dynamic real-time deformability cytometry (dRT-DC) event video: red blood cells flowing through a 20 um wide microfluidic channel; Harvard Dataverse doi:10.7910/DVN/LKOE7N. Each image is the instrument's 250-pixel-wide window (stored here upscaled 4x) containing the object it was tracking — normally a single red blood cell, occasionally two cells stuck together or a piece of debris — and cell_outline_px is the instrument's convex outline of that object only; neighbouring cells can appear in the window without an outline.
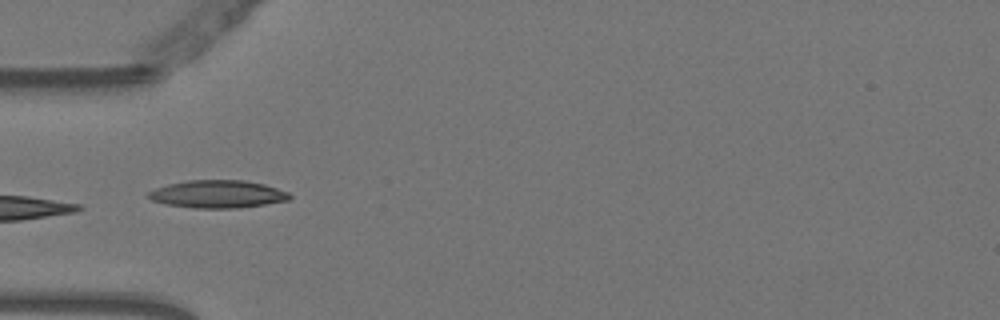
{"species": "Egyptian fruit bat (a non-hibernating species)", "species_latin": "Rousettus aegyptiacus", "temperature_condition": "warm", "stored_images_in_passage": 38, "camera_frame_rate_fps": 3000, "um_per_image_px": 0.085, "animal": {"sex": "female"}, "frame": {"image": 1, "passage_image": 1, "time_ms": 0.0, "image_size_px": [1000, 320], "cell_outline_px": [[292, 196], [288, 200], [240, 208], [196, 208], [168, 204], [152, 200], [144, 196], [148, 192], [156, 188], [168, 184], [188, 180], [244, 180], [264, 184], [288, 192]], "centroid_in_image_um": [18.48, 16.49], "position_along_channel_um": 66.5, "area_um2": 22.72}}
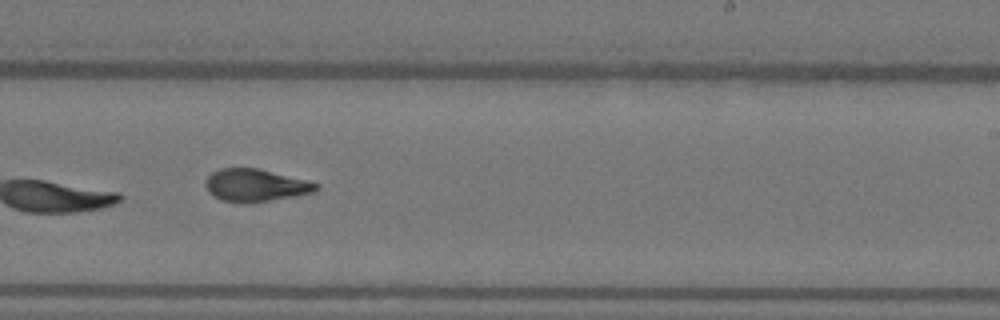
{"frame": {"image": 2, "passage_image": 17, "time_ms": 5.333, "image_size_px": [1000, 320], "cell_outline_px": [[320, 188], [316, 192], [296, 196], [268, 200], [220, 200], [208, 192], [204, 184], [204, 180], [212, 172], [220, 168], [256, 168], [320, 184]], "centroid_in_image_um": [21.71, 15.72], "position_along_channel_um": 267.3, "area_um2": 20.29}}
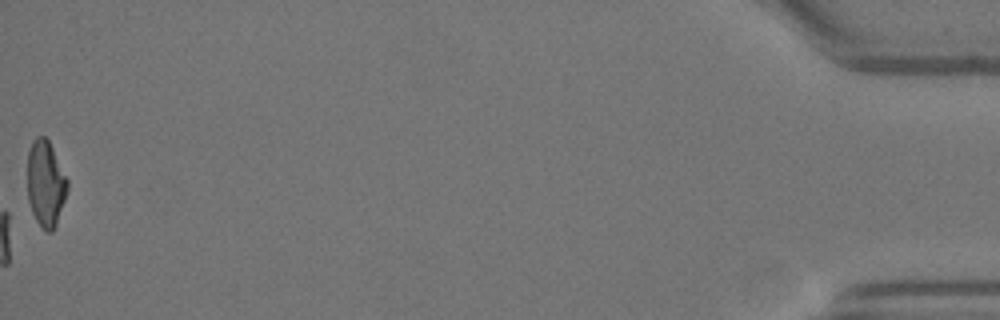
{"frame": {"image": 3, "passage_image": 38, "time_ms": 12.333, "image_size_px": [1000, 320], "cell_outline_px": [[68, 188], [56, 224], [52, 232], [48, 232], [36, 220], [32, 212], [28, 200], [28, 152], [32, 140], [36, 136], [44, 136], [48, 140], [68, 180]], "centroid_in_image_um": [3.87, 15.58], "position_along_channel_um": 431.3, "area_um2": 19.77}, "authors_computed_cell_mechanics": {"area_um2": 20.7502, "velocity_mm_per_s": 3.7633, "shape_relaxation_time_tau1_ms": 8.8354, "shape_relaxation_time_tau2_ms": 1.6003, "deformation_change_tau1": 0.2401, "deformation_change_tau2": 0.0743}}